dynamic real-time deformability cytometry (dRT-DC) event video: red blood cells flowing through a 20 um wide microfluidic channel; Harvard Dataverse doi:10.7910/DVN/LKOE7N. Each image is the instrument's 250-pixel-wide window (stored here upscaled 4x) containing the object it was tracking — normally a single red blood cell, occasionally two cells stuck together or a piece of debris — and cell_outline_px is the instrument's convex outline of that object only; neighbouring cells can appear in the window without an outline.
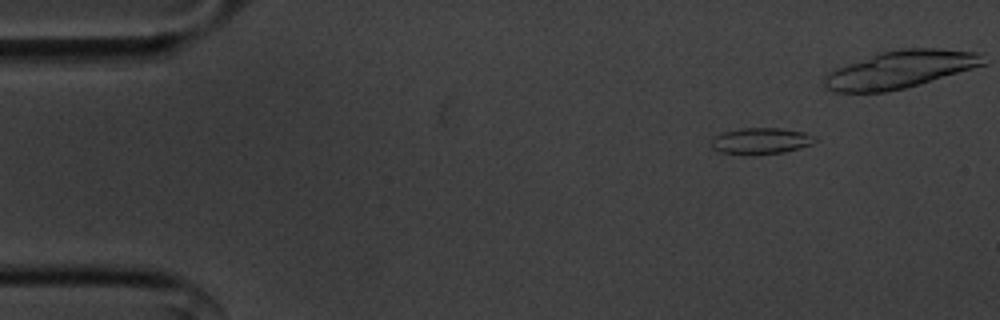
{"species": "common noctule bat (a hibernating species)", "species_latin": "Nyctalus noctula", "temperature_condition": "cold", "stored_images_in_passage": 39, "segment_of_instrument_passage": [1, 2], "camera_frame_rate_fps": 3000, "um_per_image_px": 0.085, "animal": {"sex": "male", "body_mass_g": 20.1, "forearm_length_mm": 53.5}, "frame": {"image": 1, "passage_image": 1, "time_ms": 0.0, "image_size_px": [1000, 320], "cell_outline_px": [[816, 140], [812, 144], [800, 148], [784, 152], [720, 152], [712, 148], [712, 140], [716, 136], [724, 132], [740, 128], [780, 128], [804, 132], [816, 136]], "centroid_in_image_um": [64.74, 11.93], "position_along_channel_um": 20.3, "area_um2": 15.14}}
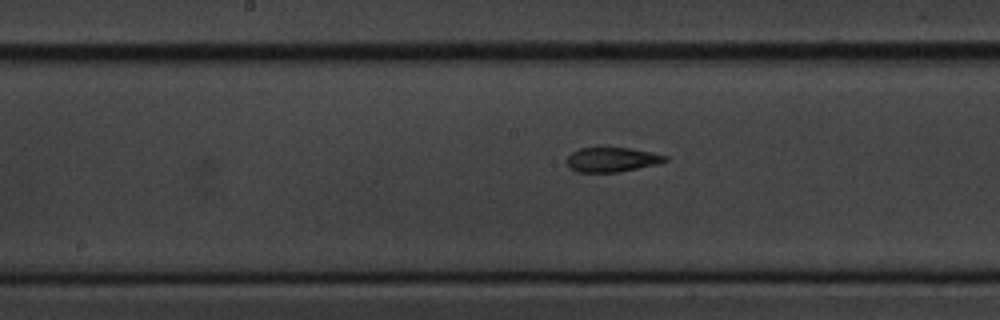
{"frame": {"image": 2, "passage_image": 22, "time_ms": 7.0, "image_size_px": [1000, 320], "cell_outline_px": [[668, 160], [656, 164], [616, 172], [576, 172], [568, 168], [568, 156], [572, 152], [580, 148], [632, 148], [668, 156]], "centroid_in_image_um": [51.99, 13.57], "position_along_channel_um": 196.2, "area_um2": 13.87}}
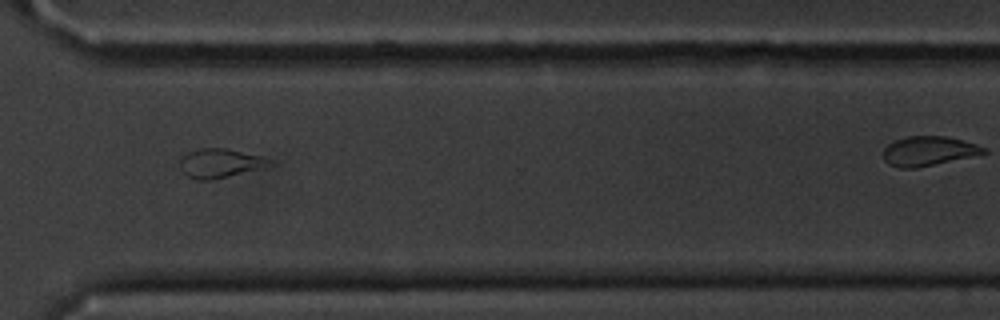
{"frame": {"image": 3, "passage_image": 35, "time_ms": 11.333, "image_size_px": [1000, 320], "cell_outline_px": [[272, 164], [228, 176], [212, 180], [196, 180], [188, 176], [180, 168], [180, 160], [188, 152], [200, 148], [228, 148], [260, 156], [272, 160]], "centroid_in_image_um": [18.66, 13.86], "position_along_channel_um": 351.9, "area_um2": 14.85}}